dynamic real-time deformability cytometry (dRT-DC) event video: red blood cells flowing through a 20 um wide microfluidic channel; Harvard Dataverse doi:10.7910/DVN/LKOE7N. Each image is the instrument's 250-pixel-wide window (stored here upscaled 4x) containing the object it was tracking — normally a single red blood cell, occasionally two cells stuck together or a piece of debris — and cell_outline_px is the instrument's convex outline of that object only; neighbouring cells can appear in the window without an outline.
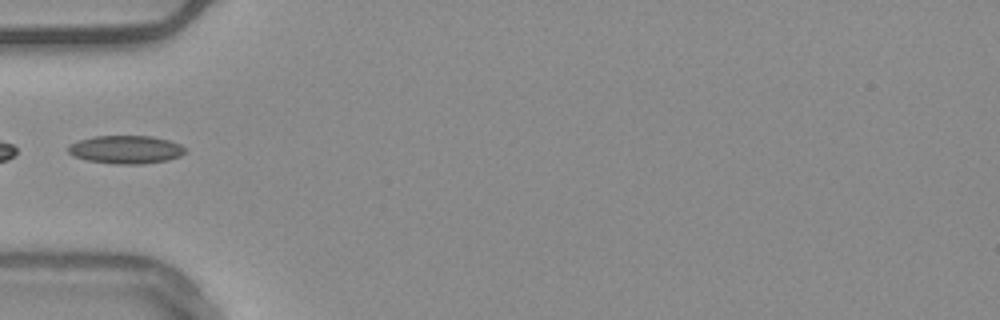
{"species": "common noctule bat (a hibernating species)", "species_latin": "Nyctalus noctula", "temperature_condition": "warm", "stored_images_in_passage": 35, "camera_frame_rate_fps": 3000, "um_per_image_px": 0.085, "animal": {"sex": "male", "body_mass_g": 20.4}, "frame": {"image": 1, "passage_image": 1, "time_ms": 0.0, "image_size_px": [1000, 320], "cell_outline_px": [[184, 152], [180, 156], [168, 160], [144, 164], [116, 164], [88, 160], [76, 156], [68, 152], [68, 144], [92, 136], [152, 136], [168, 140], [180, 144], [184, 148]], "centroid_in_image_um": [10.7, 12.71], "position_along_channel_um": 74.3, "area_um2": 19.07}}